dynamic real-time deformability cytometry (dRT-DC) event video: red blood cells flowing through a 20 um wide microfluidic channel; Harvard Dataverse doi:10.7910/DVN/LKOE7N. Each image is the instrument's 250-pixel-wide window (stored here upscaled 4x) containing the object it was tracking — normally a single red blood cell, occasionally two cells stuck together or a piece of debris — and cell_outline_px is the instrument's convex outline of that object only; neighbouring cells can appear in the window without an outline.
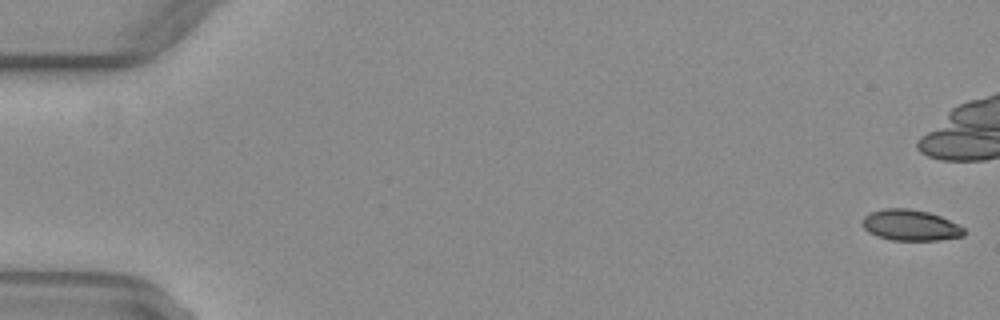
{"species": "common noctule bat (a hibernating species)", "species_latin": "Nyctalus noctula", "temperature_condition": "warm", "stored_images_in_passage": 42, "camera_frame_rate_fps": 3000, "um_per_image_px": 0.085, "animal": {"sex": "female", "body_mass_g": 29.2, "forearm_length_mm": 56.3}, "frame": {"image": 1, "passage_image": 1, "time_ms": 0.0, "image_size_px": [1000, 320], "cell_outline_px": [[964, 236], [940, 240], [892, 240], [876, 236], [868, 232], [864, 228], [864, 216], [872, 212], [884, 208], [908, 208], [928, 212], [940, 216], [964, 228]], "centroid_in_image_um": [77.39, 19.15], "position_along_channel_um": 7.6, "area_um2": 18.15}}